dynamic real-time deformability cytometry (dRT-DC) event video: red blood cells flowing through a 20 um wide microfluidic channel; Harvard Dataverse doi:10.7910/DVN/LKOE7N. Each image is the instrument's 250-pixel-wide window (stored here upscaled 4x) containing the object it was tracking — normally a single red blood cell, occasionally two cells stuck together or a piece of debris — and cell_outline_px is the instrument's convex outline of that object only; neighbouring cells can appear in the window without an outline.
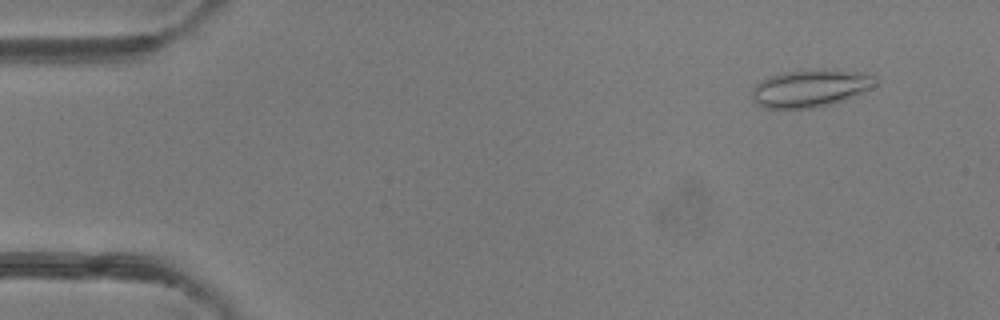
{"species": "common noctule bat (a hibernating species)", "species_latin": "Nyctalus noctula", "temperature_condition": "room temperature", "stored_images_in_passage": 49, "camera_frame_rate_fps": 3000, "um_per_image_px": 0.085, "animal": {"sex": "female"}, "frame": {"image": 1, "passage_image": 4, "time_ms": 1.0, "image_size_px": [1000, 320], "cell_outline_px": [[876, 84], [868, 88], [840, 100], [828, 104], [812, 108], [764, 108], [752, 100], [752, 88], [756, 84], [768, 76], [784, 72], [872, 72], [876, 76]], "centroid_in_image_um": [68.8, 7.53], "position_along_channel_um": 16.2, "area_um2": 25.66}}
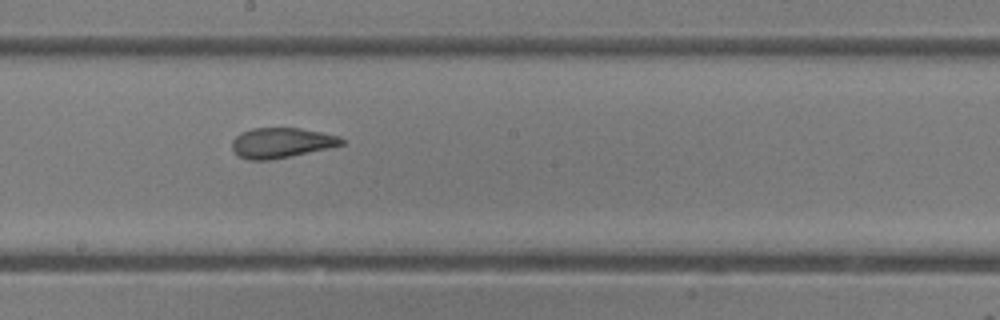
{"frame": {"image": 2, "passage_image": 27, "time_ms": 8.667, "image_size_px": [1000, 320], "cell_outline_px": [[344, 144], [328, 148], [268, 160], [248, 160], [240, 156], [232, 148], [232, 140], [240, 132], [252, 128], [300, 128], [340, 136], [344, 140]], "centroid_in_image_um": [23.9, 12.12], "position_along_channel_um": 224.3, "area_um2": 19.02}}
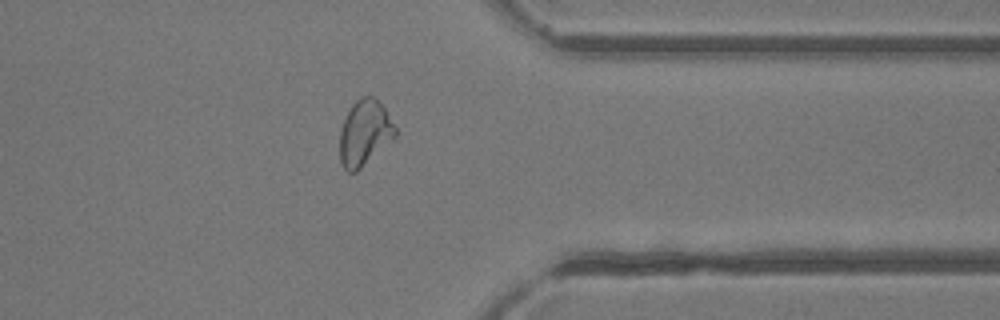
{"frame": {"image": 3, "passage_image": 39, "time_ms": 12.667, "image_size_px": [1000, 320], "cell_outline_px": [[400, 132], [396, 136], [356, 172], [348, 172], [340, 164], [340, 128], [352, 104], [360, 96], [376, 96]], "centroid_in_image_um": [31.0, 11.28], "position_along_channel_um": 380.4, "area_um2": 21.33}, "authors_computed_cell_mechanics": {"area_um2": 21.7906, "velocity_mm_per_s": 4.1302, "shape_relaxation_time_tau1_ms": null, "shape_relaxation_time_tau2_ms": 0.884, "deformation_change_tau1": null, "deformation_change_tau2": 0.0761}}